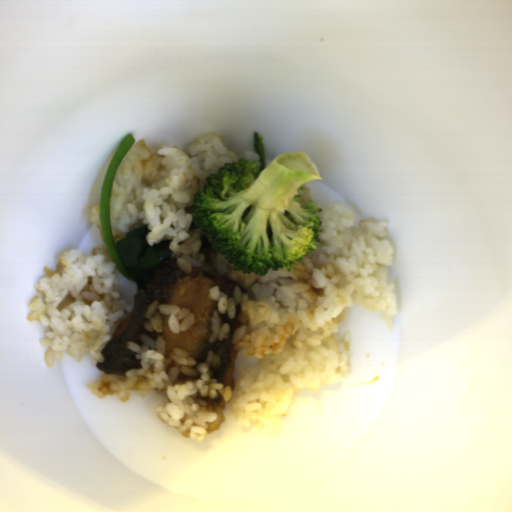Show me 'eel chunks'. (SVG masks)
Masks as SVG:
<instances>
[{"label":"eel chunks","instance_id":"eel-chunks-1","mask_svg":"<svg viewBox=\"0 0 512 512\" xmlns=\"http://www.w3.org/2000/svg\"><path fill=\"white\" fill-rule=\"evenodd\" d=\"M215 286H218L220 292L228 298L233 295L234 287H238L242 294L248 291L233 280L206 273L202 268H195L192 273H187L178 267L177 258H168L147 284L146 290L141 289L134 294V308L121 321L113 332L112 339L103 347L101 354L104 356V362H97L98 370L106 374L125 376L128 370L141 369V360L136 358L137 352L128 349L126 343L135 342L138 346H142L141 334H146L155 341L158 336H161L165 343L166 359L176 347L187 351L197 363L205 362L210 350L216 352L221 358V365L219 367L211 365V376L224 387L230 386L232 391L235 390L234 372L237 354L233 346V337L235 331L242 325L241 317L244 312L241 303H237L236 315L233 319L229 317L228 312L219 313L220 325L229 324L230 331L226 338L216 339L214 343H210L211 320L214 311L218 310V303L210 299L209 292ZM154 300L190 309L195 315L196 323L186 332L175 335L168 327L167 317L162 315L163 332L161 334L145 330L143 314Z\"/></svg>","mask_w":512,"mask_h":512},{"label":"eel chunks","instance_id":"eel-chunks-2","mask_svg":"<svg viewBox=\"0 0 512 512\" xmlns=\"http://www.w3.org/2000/svg\"><path fill=\"white\" fill-rule=\"evenodd\" d=\"M201 400H204L207 405H211L212 409H225V402L226 400L221 396L220 393H218L216 399H211L210 397H204Z\"/></svg>","mask_w":512,"mask_h":512}]
</instances>
